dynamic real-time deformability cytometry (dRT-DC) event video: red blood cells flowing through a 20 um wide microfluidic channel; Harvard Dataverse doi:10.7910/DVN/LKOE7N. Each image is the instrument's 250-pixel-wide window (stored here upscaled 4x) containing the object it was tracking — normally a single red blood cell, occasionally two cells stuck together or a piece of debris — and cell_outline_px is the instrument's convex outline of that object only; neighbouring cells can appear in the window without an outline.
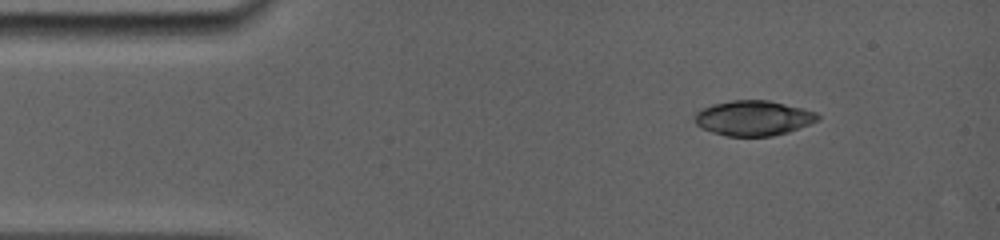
{"species": "common noctule bat (a hibernating species)", "species_latin": "Nyctalus noctula", "temperature_condition": "room temperature", "stored_images_in_passage": 7, "camera_frame_rate_fps": 5000, "um_per_image_px": 0.085, "animal": {"sex": "female", "body_mass_g": 19.0, "forearm_length_mm": 56.7}, "frame": {"image": 1, "passage_image": 1, "time_ms": 0.0, "image_size_px": [1000, 240], "cell_outline_px": [[820, 120], [788, 132], [772, 136], [728, 136], [712, 132], [700, 128], [696, 124], [696, 112], [700, 108], [712, 104], [732, 100], [768, 100], [816, 112], [820, 116]], "centroid_in_image_um": [64.02, 10.04], "position_along_channel_um": 21.0, "area_um2": 25.09}}
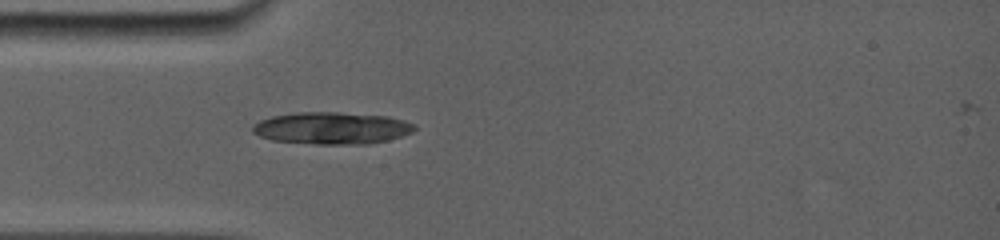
{"frame": {"image": 2, "passage_image": 7, "time_ms": 2.6, "image_size_px": [1000, 240], "cell_outline_px": [[416, 128], [412, 132], [388, 140], [368, 144], [316, 144], [272, 140], [260, 136], [252, 132], [252, 124], [260, 120], [272, 116], [296, 112], [340, 112], [388, 116], [404, 120], [416, 124]], "centroid_in_image_um": [28.21, 10.88], "position_along_channel_um": 56.8, "area_um2": 30.4}}